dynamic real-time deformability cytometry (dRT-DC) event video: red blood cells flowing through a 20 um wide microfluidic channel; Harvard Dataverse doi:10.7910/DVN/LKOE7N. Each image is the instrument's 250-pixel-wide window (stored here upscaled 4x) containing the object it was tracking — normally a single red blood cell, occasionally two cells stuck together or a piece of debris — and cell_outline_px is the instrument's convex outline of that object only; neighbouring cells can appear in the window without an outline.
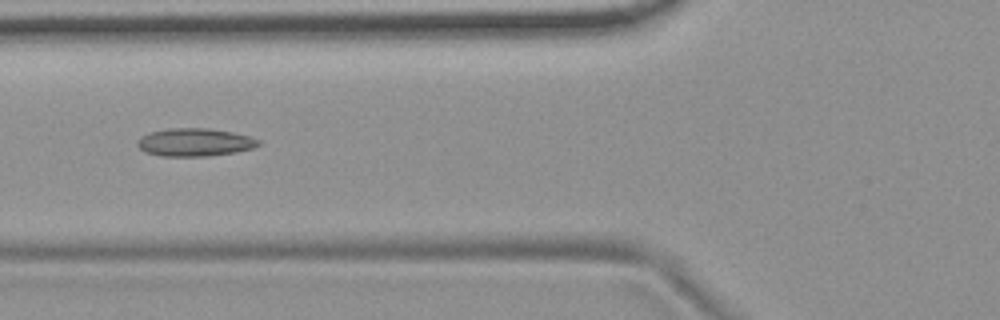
{"species": "common noctule bat (a hibernating species)", "species_latin": "Nyctalus noctula", "temperature_condition": "room temperature", "stored_images_in_passage": 14, "camera_frame_rate_fps": 3000, "um_per_image_px": 0.085, "animal": {"sex": "female", "body_mass_g": 19.9}, "frame": {"image": 1, "passage_image": 5, "time_ms": 5.667, "image_size_px": [1000, 320], "cell_outline_px": [[260, 144], [252, 148], [236, 152], [208, 156], [160, 156], [144, 152], [136, 144], [140, 136], [152, 132], [168, 128], [208, 128], [232, 132], [248, 136], [260, 140]], "centroid_in_image_um": [16.53, 12.09], "position_along_channel_um": 109.3, "area_um2": 19.71}, "authors_computed_cell_mechanics": {"area_um2": 18.7272, "velocity_mm_per_s": 3.708, "shape_relaxation_time_tau1_ms": null, "shape_relaxation_time_tau2_ms": 3.2131, "deformation_change_tau1": null, "deformation_change_tau2": 0.0858}}